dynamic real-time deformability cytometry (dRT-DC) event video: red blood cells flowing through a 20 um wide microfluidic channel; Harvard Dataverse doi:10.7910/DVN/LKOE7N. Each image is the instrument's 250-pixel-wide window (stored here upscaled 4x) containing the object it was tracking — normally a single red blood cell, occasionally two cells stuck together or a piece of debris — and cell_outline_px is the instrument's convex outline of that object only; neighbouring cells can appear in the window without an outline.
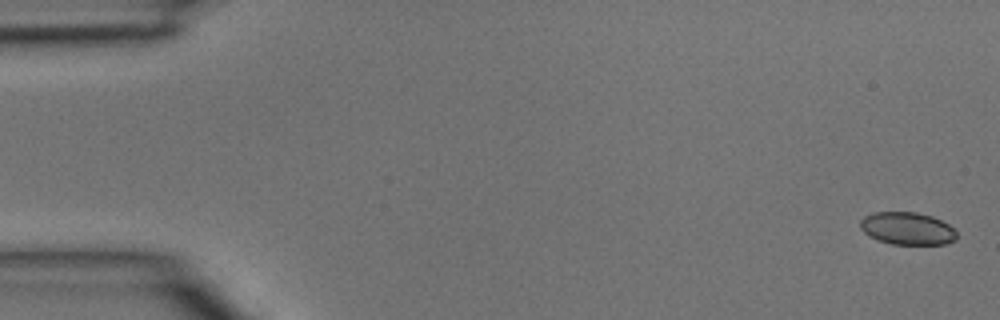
{"species": "common noctule bat (a hibernating species)", "species_latin": "Nyctalus noctula", "temperature_condition": "room temperature", "stored_images_in_passage": 5, "segment_of_instrument_passage": [2, 2], "camera_frame_rate_fps": 3000, "um_per_image_px": 0.085, "animal": {"sex": "male", "body_mass_g": 15.6}, "frame": {"image": 1, "passage_image": 5, "time_ms": 1.333, "image_size_px": [1000, 320], "cell_outline_px": [[956, 240], [944, 244], [892, 244], [876, 240], [868, 236], [860, 228], [860, 220], [864, 216], [872, 212], [916, 212], [932, 216], [948, 224], [956, 232]], "centroid_in_image_um": [77.08, 19.42], "position_along_channel_um": 7.9, "area_um2": 18.38}}